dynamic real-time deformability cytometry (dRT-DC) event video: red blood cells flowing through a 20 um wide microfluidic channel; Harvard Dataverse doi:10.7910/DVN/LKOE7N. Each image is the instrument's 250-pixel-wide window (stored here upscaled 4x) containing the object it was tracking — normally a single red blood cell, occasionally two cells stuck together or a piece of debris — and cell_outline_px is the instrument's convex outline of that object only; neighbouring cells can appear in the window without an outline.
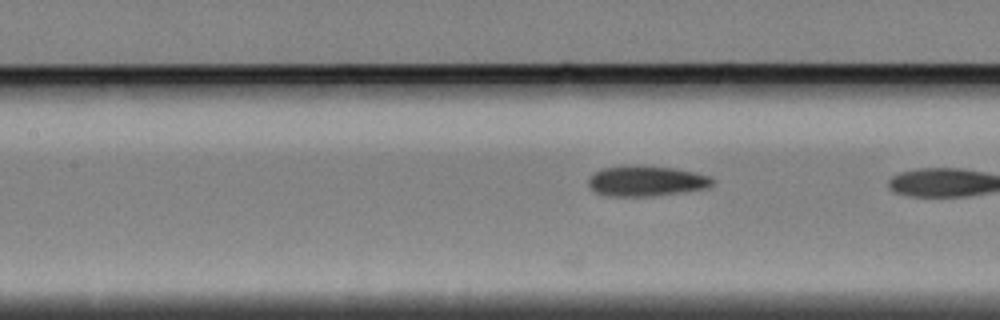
{"species": "Egyptian fruit bat (a non-hibernating species)", "species_latin": "Rousettus aegyptiacus", "temperature_condition": "cold", "stored_images_in_passage": 18, "camera_frame_rate_fps": 3000, "um_per_image_px": 0.085, "animal": {"sex": "female"}, "frame": {"image": 1, "passage_image": 15, "time_ms": 4.667, "image_size_px": [1000, 320], "cell_outline_px": [[716, 180], [708, 188], [684, 192], [652, 196], [608, 196], [596, 192], [588, 184], [588, 180], [596, 172], [604, 168], [628, 164], [676, 168], [712, 176]], "centroid_in_image_um": [54.99, 15.37], "position_along_channel_um": 152.4, "area_um2": 22.2}}